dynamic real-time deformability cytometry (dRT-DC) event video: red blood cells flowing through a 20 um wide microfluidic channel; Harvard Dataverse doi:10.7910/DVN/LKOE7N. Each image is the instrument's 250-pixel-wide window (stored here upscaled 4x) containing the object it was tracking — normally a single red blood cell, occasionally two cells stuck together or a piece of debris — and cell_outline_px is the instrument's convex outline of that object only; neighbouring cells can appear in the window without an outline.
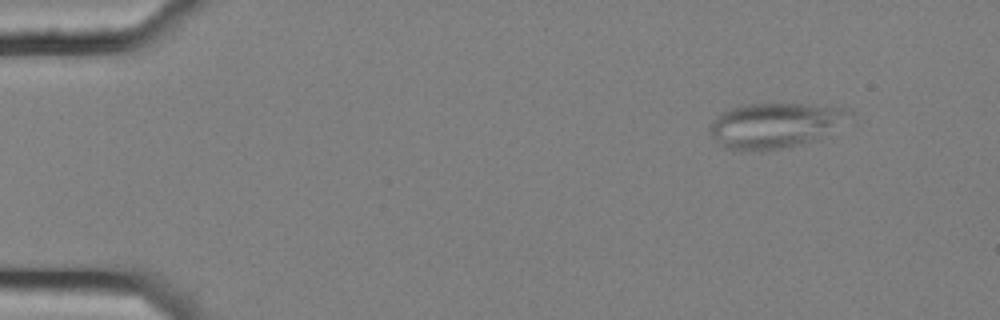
{"species": "common noctule bat (a hibernating species)", "species_latin": "Nyctalus noctula", "temperature_condition": "cold", "stored_images_in_passage": 5, "camera_frame_rate_fps": 3000, "um_per_image_px": 0.085, "animal": {"sex": "female", "body_mass_g": 25.1}, "frame": {"image": 1, "passage_image": 2, "time_ms": 0.333, "image_size_px": [1000, 320], "cell_outline_px": [[852, 112], [816, 136], [808, 140], [780, 148], [724, 148], [712, 136], [708, 128], [708, 124], [720, 112], [732, 108], [748, 104], [804, 104], [844, 108]], "centroid_in_image_um": [65.66, 10.59], "position_along_channel_um": 19.3, "area_um2": 34.28}}